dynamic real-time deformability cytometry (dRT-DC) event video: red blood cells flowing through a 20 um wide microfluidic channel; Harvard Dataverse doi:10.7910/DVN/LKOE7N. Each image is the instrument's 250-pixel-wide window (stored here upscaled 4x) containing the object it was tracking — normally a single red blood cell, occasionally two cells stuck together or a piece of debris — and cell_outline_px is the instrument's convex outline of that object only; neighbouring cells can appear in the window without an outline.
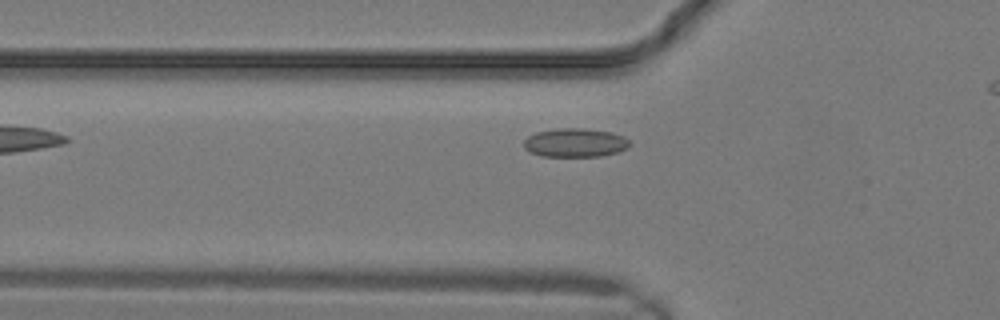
{"species": "common noctule bat (a hibernating species)", "species_latin": "Nyctalus noctula", "temperature_condition": "warm", "stored_images_in_passage": 6, "camera_frame_rate_fps": 3000, "um_per_image_px": 0.085, "animal": {"sex": "male", "body_mass_g": 19.2, "forearm_length_mm": 51.8}, "frame": {"image": 1, "passage_image": 6, "time_ms": 1.667, "image_size_px": [1000, 320], "cell_outline_px": [[632, 144], [628, 148], [616, 152], [600, 156], [540, 156], [528, 152], [524, 148], [524, 140], [528, 136], [536, 132], [556, 128], [584, 128], [612, 132], [624, 136]], "centroid_in_image_um": [48.88, 12.12], "position_along_channel_um": 76.9, "area_um2": 17.92}}